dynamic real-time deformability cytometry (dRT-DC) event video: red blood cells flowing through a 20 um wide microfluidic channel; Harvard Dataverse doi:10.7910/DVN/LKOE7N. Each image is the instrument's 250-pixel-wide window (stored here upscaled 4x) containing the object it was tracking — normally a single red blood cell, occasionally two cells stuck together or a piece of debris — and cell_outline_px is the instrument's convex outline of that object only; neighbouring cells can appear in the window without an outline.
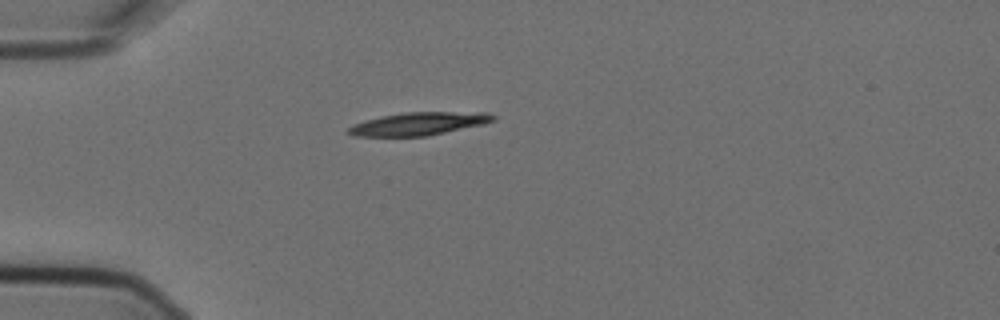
{"species": "Egyptian fruit bat (a non-hibernating species)", "species_latin": "Rousettus aegyptiacus", "temperature_condition": "cold", "stored_images_in_passage": 1, "camera_frame_rate_fps": 3000, "um_per_image_px": 0.085, "animal": {"sex": "female"}, "frame": {"image": 1, "passage_image": 1, "time_ms": 0.0, "image_size_px": [1000, 320], "cell_outline_px": [[496, 120], [484, 124], [428, 136], [356, 136], [344, 132], [352, 124], [380, 116], [404, 112], [488, 112], [496, 116]], "centroid_in_image_um": [35.6, 10.51], "position_along_channel_um": 49.4, "area_um2": 19.54}}